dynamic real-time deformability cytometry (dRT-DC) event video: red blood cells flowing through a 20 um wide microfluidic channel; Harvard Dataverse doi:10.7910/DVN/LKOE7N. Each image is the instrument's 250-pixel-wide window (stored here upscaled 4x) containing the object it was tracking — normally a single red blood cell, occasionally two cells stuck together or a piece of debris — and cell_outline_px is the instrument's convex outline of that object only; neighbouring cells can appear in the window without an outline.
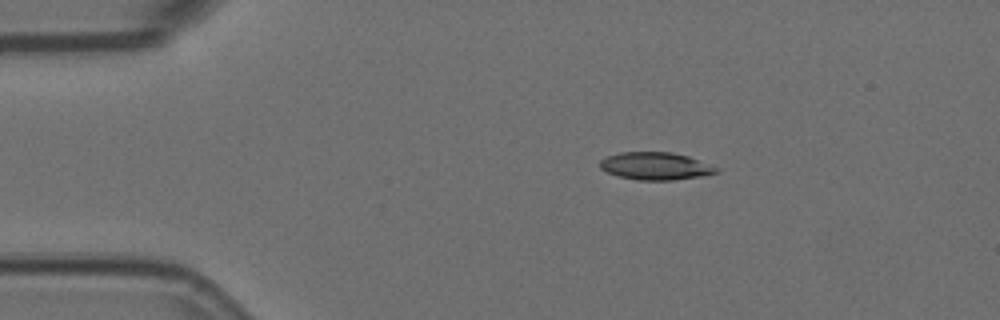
{"species": "Egyptian fruit bat (a non-hibernating species)", "species_latin": "Rousettus aegyptiacus", "temperature_condition": "room temperature", "stored_images_in_passage": 47, "camera_frame_rate_fps": 3000, "um_per_image_px": 0.085, "animal": {"sex": "female"}, "frame": {"image": 1, "passage_image": 1, "time_ms": 0.0, "image_size_px": [1000, 320], "cell_outline_px": [[720, 172], [704, 176], [672, 180], [636, 180], [620, 176], [608, 172], [600, 168], [600, 160], [608, 156], [620, 152], [672, 152], [688, 156], [720, 168]], "centroid_in_image_um": [55.77, 14.12], "position_along_channel_um": 29.2, "area_um2": 18.73}}
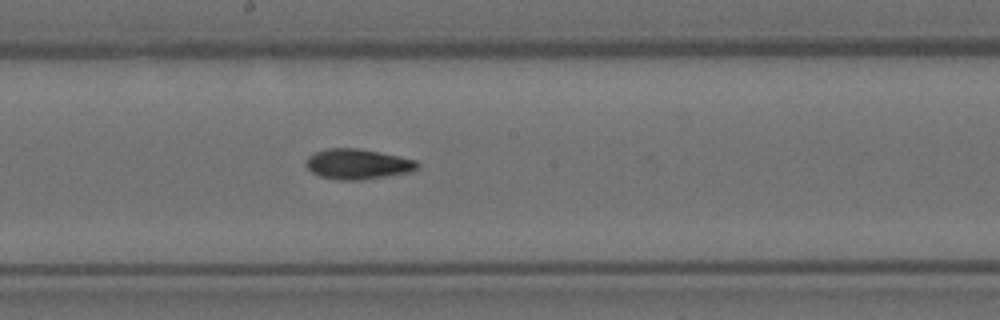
{"frame": {"image": 2, "passage_image": 21, "time_ms": 6.667, "image_size_px": [1000, 320], "cell_outline_px": [[420, 164], [416, 168], [408, 172], [360, 180], [336, 180], [320, 176], [312, 172], [304, 164], [308, 156], [316, 152], [328, 148], [356, 148], [416, 160]], "centroid_in_image_um": [30.34, 13.95], "position_along_channel_um": 217.9, "area_um2": 19.31}}
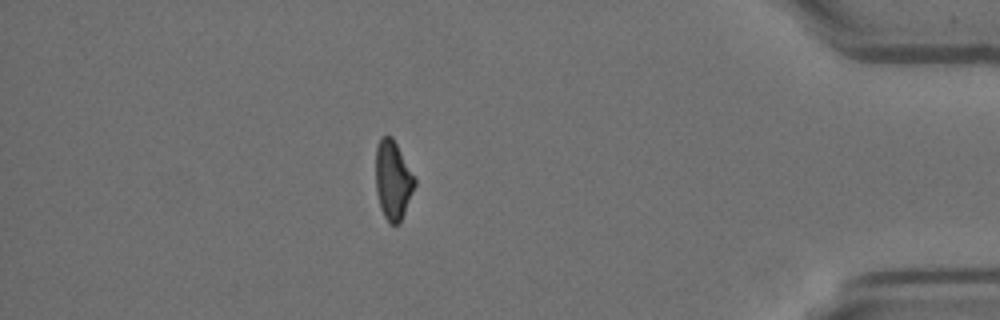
{"frame": {"image": 3, "passage_image": 40, "time_ms": 13.0, "image_size_px": [1000, 320], "cell_outline_px": [[416, 184], [400, 224], [388, 224], [380, 208], [376, 192], [376, 148], [380, 140], [384, 136], [392, 136], [416, 176]], "centroid_in_image_um": [33.42, 15.33], "position_along_channel_um": 401.8, "area_um2": 18.21}, "authors_computed_cell_mechanics": {"area_um2": 18.9006, "velocity_mm_per_s": 3.5923, "shape_relaxation_time_tau1_ms": 6.7503, "shape_relaxation_time_tau2_ms": 4.7017, "deformation_change_tau1": 0.1946, "deformation_change_tau2": 0.1095}}